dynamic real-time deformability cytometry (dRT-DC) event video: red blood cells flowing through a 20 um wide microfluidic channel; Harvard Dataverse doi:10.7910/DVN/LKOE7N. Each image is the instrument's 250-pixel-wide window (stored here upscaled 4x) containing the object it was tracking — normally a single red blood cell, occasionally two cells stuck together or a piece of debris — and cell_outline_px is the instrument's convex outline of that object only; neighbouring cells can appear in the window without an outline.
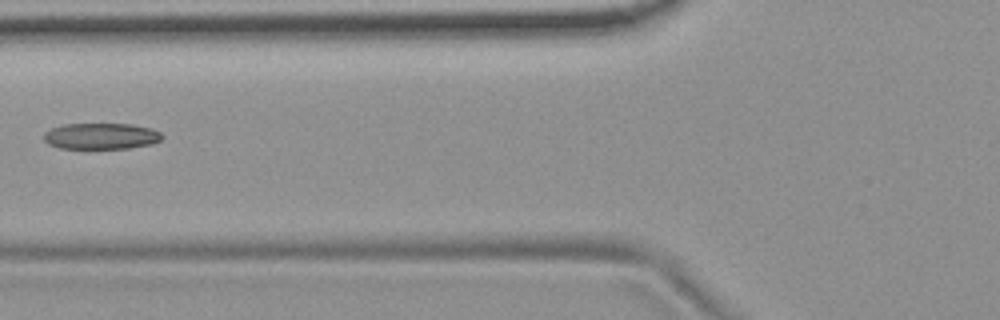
{"species": "common noctule bat (a hibernating species)", "species_latin": "Nyctalus noctula", "temperature_condition": "room temperature", "stored_images_in_passage": 7, "camera_frame_rate_fps": 3000, "um_per_image_px": 0.085, "animal": {"sex": "female", "body_mass_g": 19.9}, "frame": {"image": 1, "passage_image": 6, "time_ms": 6.0, "image_size_px": [1000, 320], "cell_outline_px": [[164, 136], [160, 140], [152, 144], [128, 148], [60, 148], [48, 144], [44, 140], [44, 132], [52, 128], [64, 124], [132, 124], [152, 128], [160, 132]], "centroid_in_image_um": [8.61, 11.56], "position_along_channel_um": 117.2, "area_um2": 18.03}}
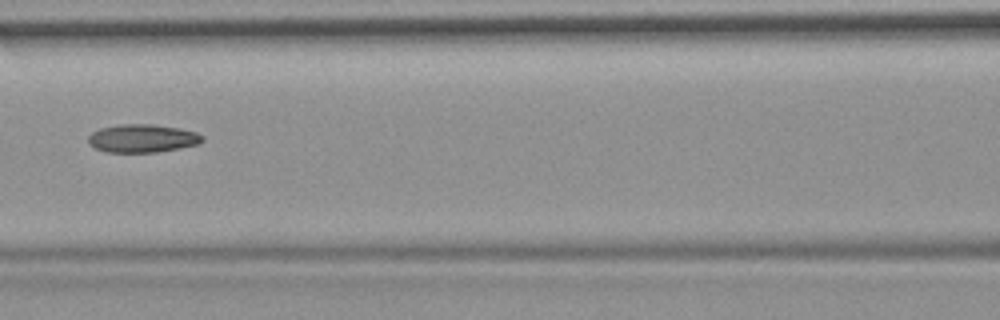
{"frame": {"image": 2, "passage_image": 7, "time_ms": 7.0, "image_size_px": [1000, 320], "cell_outline_px": [[204, 140], [200, 144], [180, 148], [156, 152], [104, 152], [88, 144], [88, 136], [92, 132], [100, 128], [120, 124], [152, 124], [180, 128], [196, 132], [204, 136]], "centroid_in_image_um": [12.11, 11.76], "position_along_channel_um": 154.5, "area_um2": 18.9}}